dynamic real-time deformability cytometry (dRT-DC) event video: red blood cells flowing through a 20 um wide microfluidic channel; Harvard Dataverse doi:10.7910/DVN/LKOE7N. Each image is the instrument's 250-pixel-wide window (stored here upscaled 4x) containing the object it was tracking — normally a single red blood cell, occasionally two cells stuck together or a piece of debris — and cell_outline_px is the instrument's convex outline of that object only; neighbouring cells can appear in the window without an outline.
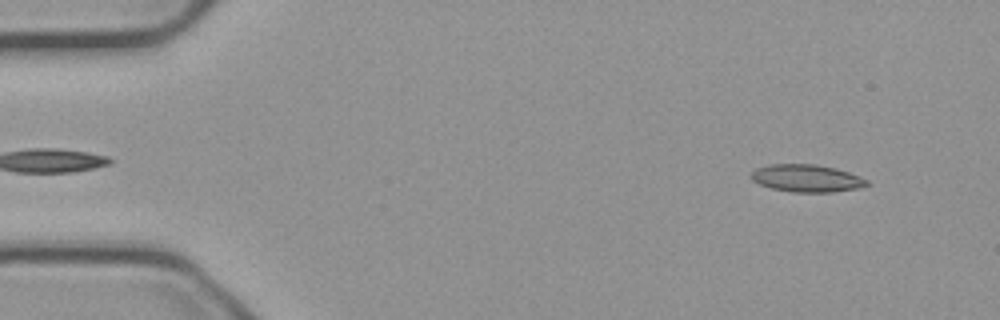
{"species": "common noctule bat (a hibernating species)", "species_latin": "Nyctalus noctula", "temperature_condition": "cold", "stored_images_in_passage": 54, "camera_frame_rate_fps": 3000, "um_per_image_px": 0.085, "animal": {"sex": "male", "body_mass_g": 23.1, "forearm_length_mm": 52.7}, "frame": {"image": 1, "passage_image": 4, "time_ms": 1.0, "image_size_px": [1000, 320], "cell_outline_px": [[872, 184], [856, 188], [832, 192], [792, 192], [772, 188], [760, 184], [752, 180], [748, 176], [756, 168], [768, 164], [816, 164], [836, 168], [860, 176], [868, 180]], "centroid_in_image_um": [68.56, 15.14], "position_along_channel_um": 16.4, "area_um2": 18.61}}
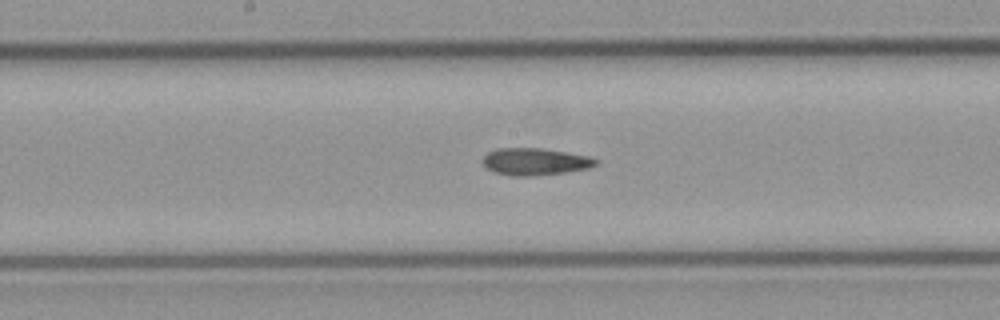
{"frame": {"image": 2, "passage_image": 27, "time_ms": 8.667, "image_size_px": [1000, 320], "cell_outline_px": [[600, 164], [588, 168], [568, 172], [532, 176], [508, 176], [492, 172], [484, 168], [484, 156], [488, 152], [496, 148], [540, 148], [568, 152], [592, 156], [600, 160]], "centroid_in_image_um": [45.52, 13.74], "position_along_channel_um": 202.7, "area_um2": 18.32}}
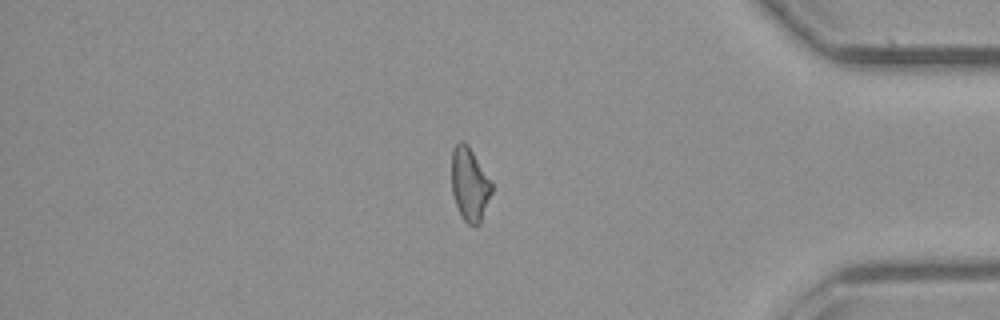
{"frame": {"image": 3, "passage_image": 45, "time_ms": 14.667, "image_size_px": [1000, 320], "cell_outline_px": [[492, 192], [480, 224], [476, 228], [472, 228], [460, 216], [452, 192], [452, 148], [460, 140], [464, 140], [468, 144], [492, 184]], "centroid_in_image_um": [39.91, 15.7], "position_along_channel_um": 395.3, "area_um2": 17.28}}